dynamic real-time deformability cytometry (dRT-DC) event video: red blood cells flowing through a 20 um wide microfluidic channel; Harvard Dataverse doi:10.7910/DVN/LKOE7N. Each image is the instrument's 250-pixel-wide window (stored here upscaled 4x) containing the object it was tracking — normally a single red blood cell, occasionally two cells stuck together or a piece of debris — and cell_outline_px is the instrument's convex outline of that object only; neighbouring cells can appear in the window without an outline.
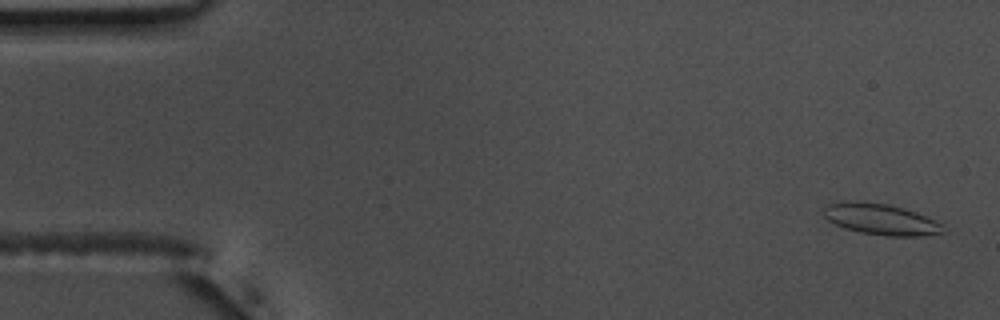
{"species": "common noctule bat (a hibernating species)", "species_latin": "Nyctalus noctula", "temperature_condition": "warm", "stored_images_in_passage": 56, "camera_frame_rate_fps": 3000, "um_per_image_px": 0.085, "animal": {"sex": "male", "body_mass_g": 17.5, "forearm_length_mm": 52.3}, "frame": {"image": 1, "passage_image": 3, "time_ms": 0.667, "image_size_px": [1000, 320], "cell_outline_px": [[944, 232], [924, 236], [884, 236], [860, 232], [844, 228], [828, 220], [824, 216], [824, 208], [828, 204], [888, 204], [916, 212], [940, 224]], "centroid_in_image_um": [74.91, 18.7], "position_along_channel_um": 10.1, "area_um2": 20.52}}
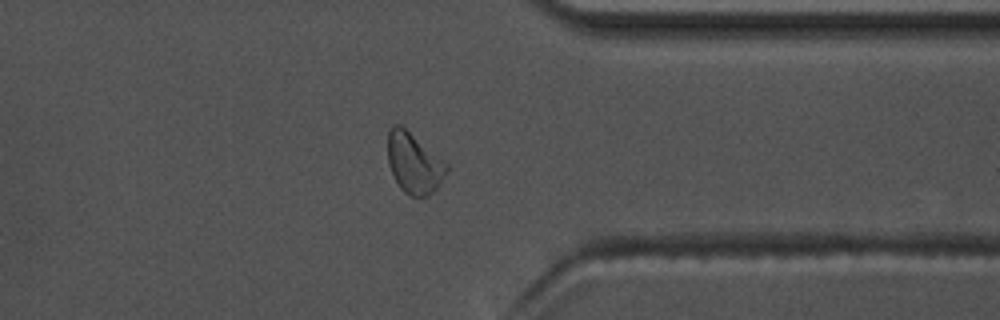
{"frame": {"image": 2, "passage_image": 44, "time_ms": 14.333, "image_size_px": [1000, 320], "cell_outline_px": [[448, 168], [436, 188], [428, 196], [408, 196], [400, 188], [388, 164], [388, 132], [392, 124], [400, 124], [448, 164]], "centroid_in_image_um": [35.16, 13.86], "position_along_channel_um": 376.2, "area_um2": 20.4}}
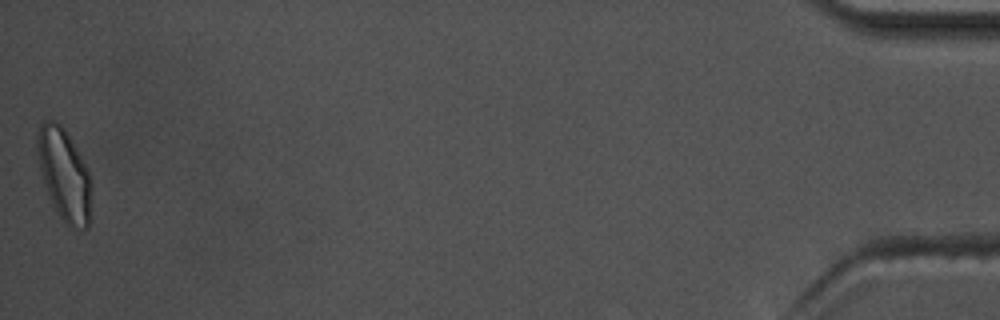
{"frame": {"image": 3, "passage_image": 56, "time_ms": 18.333, "image_size_px": [1000, 320], "cell_outline_px": [[88, 228], [72, 228], [60, 216], [52, 204], [40, 168], [36, 152], [36, 140], [40, 124], [44, 120], [56, 120], [64, 128], [88, 168]], "centroid_in_image_um": [5.4, 14.75], "position_along_channel_um": 429.8, "area_um2": 27.92}, "authors_computed_cell_mechanics": {"area_um2": 20.3456, "velocity_mm_per_s": 3.6918, "shape_relaxation_time_tau1_ms": 9.3949, "shape_relaxation_time_tau2_ms": 1.3917, "deformation_change_tau1": 0.1776, "deformation_change_tau2": 0.0689}}